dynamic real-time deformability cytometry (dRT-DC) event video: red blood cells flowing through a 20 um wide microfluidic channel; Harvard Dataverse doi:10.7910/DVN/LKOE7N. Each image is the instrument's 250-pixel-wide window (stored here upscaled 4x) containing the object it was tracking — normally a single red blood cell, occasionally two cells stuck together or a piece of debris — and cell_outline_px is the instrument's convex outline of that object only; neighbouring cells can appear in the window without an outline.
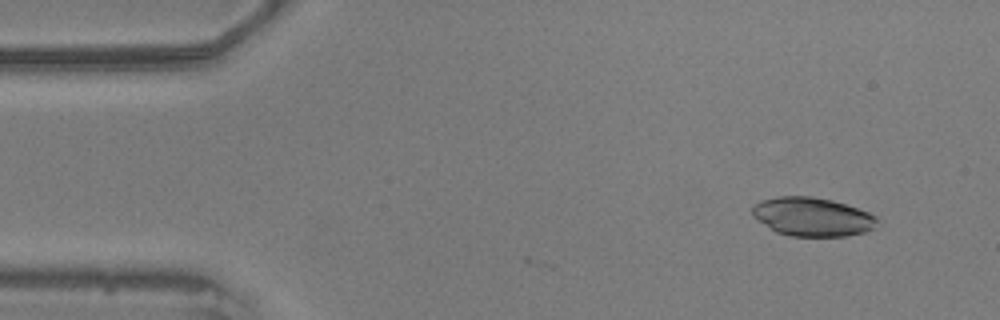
{"species": "common noctule bat (a hibernating species)", "species_latin": "Nyctalus noctula", "temperature_condition": "warm", "stored_images_in_passage": 9, "camera_frame_rate_fps": 3000, "um_per_image_px": 0.085, "animal": {"sex": "male", "body_mass_g": 20.5, "forearm_length_mm": 52.5}, "frame": {"image": 1, "passage_image": 5, "time_ms": 1.333, "image_size_px": [1000, 320], "cell_outline_px": [[876, 220], [872, 228], [864, 232], [848, 236], [788, 236], [776, 232], [752, 216], [752, 204], [760, 200], [776, 196], [812, 196], [832, 200], [868, 212], [876, 216]], "centroid_in_image_um": [68.98, 18.42], "position_along_channel_um": 16.0, "area_um2": 28.15}}